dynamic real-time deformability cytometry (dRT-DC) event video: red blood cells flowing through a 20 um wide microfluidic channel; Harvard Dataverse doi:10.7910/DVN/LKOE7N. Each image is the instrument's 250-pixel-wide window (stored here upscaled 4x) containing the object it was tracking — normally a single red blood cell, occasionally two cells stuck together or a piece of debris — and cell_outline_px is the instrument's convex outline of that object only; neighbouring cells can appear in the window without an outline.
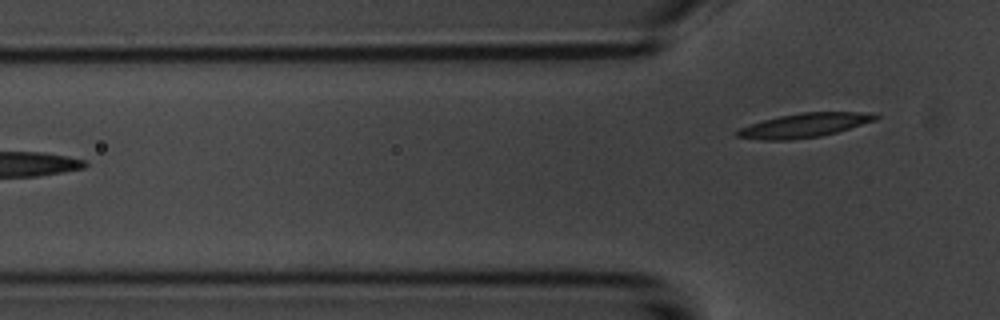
{"species": "common noctule bat (a hibernating species)", "species_latin": "Nyctalus noctula", "temperature_condition": "room temperature", "stored_images_in_passage": 7, "camera_frame_rate_fps": 3000, "um_per_image_px": 0.085, "animal": {"sex": "male", "body_mass_g": 20.1, "forearm_length_mm": 53.5}, "frame": {"image": 1, "passage_image": 7, "time_ms": 7.0, "image_size_px": [1000, 320], "cell_outline_px": [[880, 116], [876, 120], [836, 132], [820, 136], [788, 140], [764, 140], [736, 136], [732, 132], [740, 128], [764, 120], [780, 116], [804, 112], [872, 112]], "centroid_in_image_um": [68.38, 10.65], "position_along_channel_um": 57.4, "area_um2": 19.25}}